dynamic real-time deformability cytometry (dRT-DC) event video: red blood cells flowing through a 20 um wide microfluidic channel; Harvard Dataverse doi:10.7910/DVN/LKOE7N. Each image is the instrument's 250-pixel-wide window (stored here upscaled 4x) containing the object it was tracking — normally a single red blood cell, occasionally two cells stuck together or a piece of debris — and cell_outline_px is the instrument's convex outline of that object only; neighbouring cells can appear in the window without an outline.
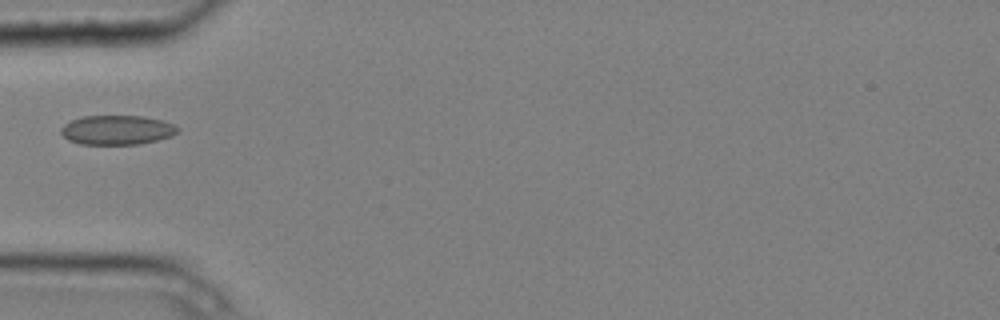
{"species": "common noctule bat (a hibernating species)", "species_latin": "Nyctalus noctula", "temperature_condition": "cold", "stored_images_in_passage": 4, "camera_frame_rate_fps": 3000, "um_per_image_px": 0.085, "animal": {"sex": "male", "body_mass_g": 20.4}, "frame": {"image": 1, "passage_image": 1, "time_ms": 0.0, "image_size_px": [1000, 320], "cell_outline_px": [[180, 128], [172, 136], [140, 144], [80, 144], [68, 140], [60, 132], [60, 128], [64, 124], [72, 120], [84, 116], [144, 116], [164, 120], [176, 124]], "centroid_in_image_um": [9.97, 11.04], "position_along_channel_um": 75.0, "area_um2": 20.11}}
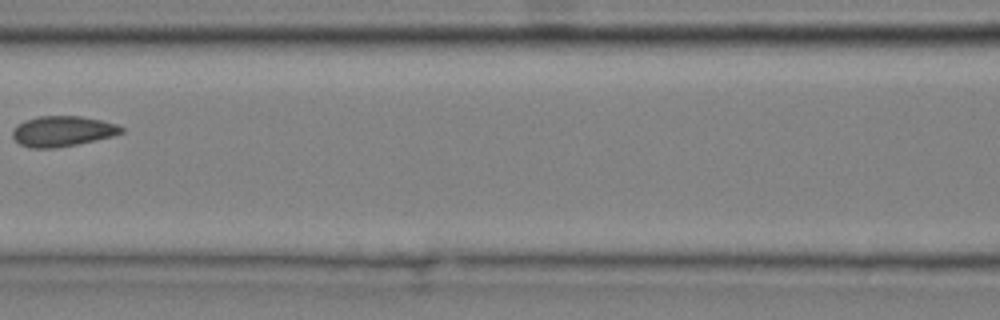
{"frame": {"image": 2, "passage_image": 3, "time_ms": 0.667, "image_size_px": [1000, 320], "cell_outline_px": [[124, 132], [112, 136], [76, 144], [56, 148], [28, 148], [20, 144], [12, 136], [12, 128], [24, 120], [40, 116], [80, 116], [100, 120], [116, 124], [124, 128]], "centroid_in_image_um": [5.28, 11.15], "position_along_channel_um": 161.3, "area_um2": 19.25}}
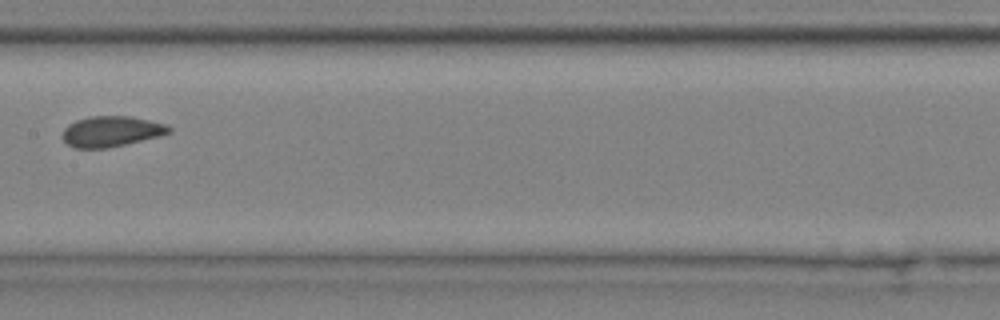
{"frame": {"image": 3, "passage_image": 4, "time_ms": 1.0, "image_size_px": [1000, 320], "cell_outline_px": [[172, 132], [160, 136], [108, 148], [76, 148], [68, 144], [60, 136], [64, 128], [68, 124], [76, 120], [92, 116], [132, 116], [168, 124], [172, 128]], "centroid_in_image_um": [9.48, 11.16], "position_along_channel_um": 197.9, "area_um2": 19.19}}